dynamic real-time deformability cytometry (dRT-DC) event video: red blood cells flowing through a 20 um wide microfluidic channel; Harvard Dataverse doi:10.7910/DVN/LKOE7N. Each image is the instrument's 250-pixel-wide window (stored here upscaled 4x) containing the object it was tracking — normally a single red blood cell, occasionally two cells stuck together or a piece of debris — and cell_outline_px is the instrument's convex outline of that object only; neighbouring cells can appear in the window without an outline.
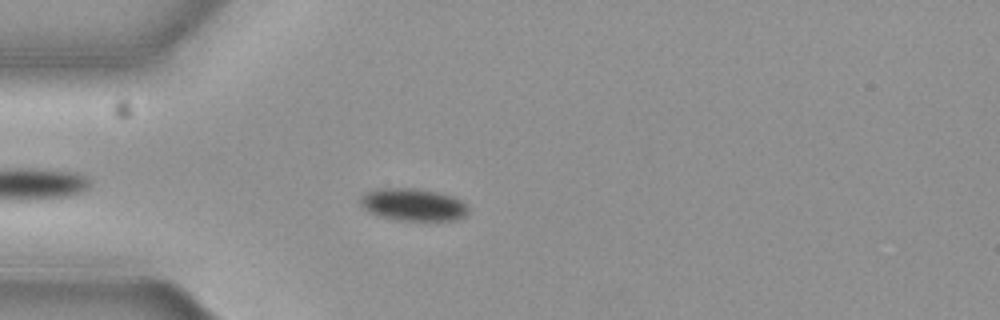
{"species": "common noctule bat (a hibernating species)", "species_latin": "Nyctalus noctula", "temperature_condition": "cold", "stored_images_in_passage": 47, "camera_frame_rate_fps": 3000, "um_per_image_px": 0.085, "animal": {"sex": "female", "body_mass_g": 19.3, "forearm_length_mm": 54.1}, "frame": {"image": 1, "passage_image": 6, "time_ms": 1.667, "image_size_px": [1000, 320], "cell_outline_px": [[468, 212], [464, 216], [456, 220], [396, 220], [380, 216], [364, 208], [360, 204], [360, 196], [364, 192], [376, 188], [416, 188], [440, 192], [452, 196], [468, 204]], "centroid_in_image_um": [35.12, 17.37], "position_along_channel_um": 49.9, "area_um2": 20.52}}
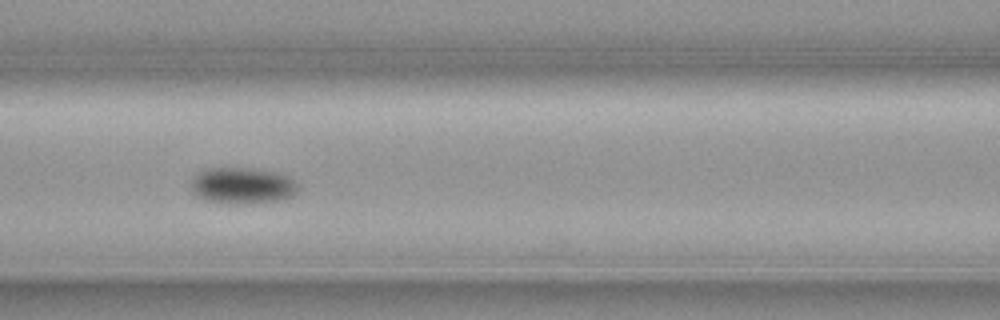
{"frame": {"image": 2, "passage_image": 15, "time_ms": 4.667, "image_size_px": [1000, 320], "cell_outline_px": [[300, 184], [296, 192], [292, 196], [280, 200], [244, 204], [220, 204], [204, 200], [196, 196], [192, 192], [188, 184], [192, 176], [196, 172], [204, 168], [244, 168], [276, 172], [288, 176]], "centroid_in_image_um": [20.52, 15.79], "position_along_channel_um": 146.1, "area_um2": 23.35}}
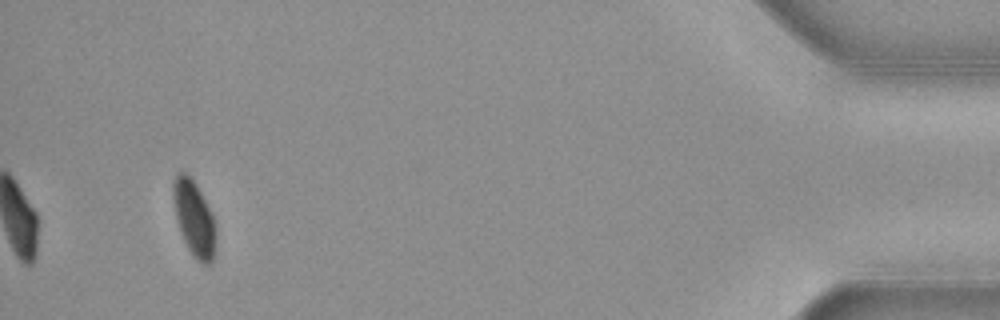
{"frame": {"image": 3, "passage_image": 44, "time_ms": 14.333, "image_size_px": [1000, 320], "cell_outline_px": [[216, 240], [212, 264], [204, 264], [196, 260], [192, 256], [180, 232], [176, 220], [172, 200], [172, 184], [176, 176], [180, 172], [184, 172], [196, 184], [212, 212], [216, 224]], "centroid_in_image_um": [16.5, 18.6], "position_along_channel_um": 418.7, "area_um2": 19.07}, "authors_computed_cell_mechanics": {"area_um2": 21.5594, "velocity_mm_per_s": 3.6433, "shape_relaxation_time_tau1_ms": 6.468, "shape_relaxation_time_tau2_ms": null, "deformation_change_tau1": 0.1065, "deformation_change_tau2": null}}